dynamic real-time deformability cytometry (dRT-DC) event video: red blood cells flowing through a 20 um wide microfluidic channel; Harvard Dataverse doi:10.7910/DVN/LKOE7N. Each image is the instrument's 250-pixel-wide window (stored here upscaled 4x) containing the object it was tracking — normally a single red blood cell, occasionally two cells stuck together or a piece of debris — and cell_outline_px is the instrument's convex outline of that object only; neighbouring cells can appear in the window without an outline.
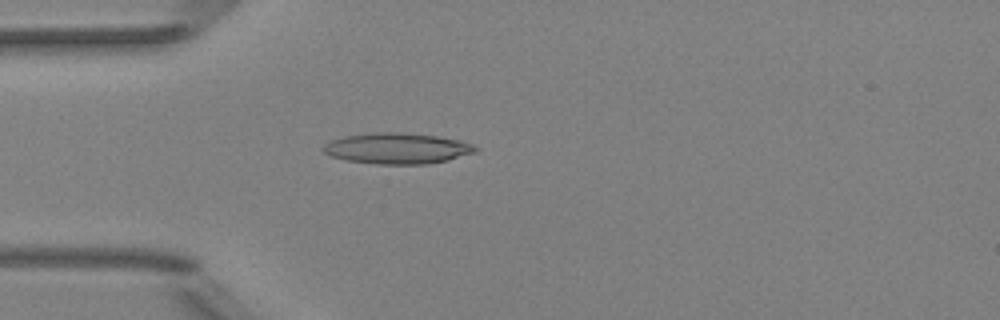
{"species": "Egyptian fruit bat (a non-hibernating species)", "species_latin": "Rousettus aegyptiacus", "temperature_condition": "room temperature", "stored_images_in_passage": 5, "camera_frame_rate_fps": 3000, "um_per_image_px": 0.085, "animal": {"sex": "female"}, "frame": {"image": 1, "passage_image": 5, "time_ms": 4.667, "image_size_px": [1000, 320], "cell_outline_px": [[480, 148], [476, 152], [448, 160], [424, 164], [376, 164], [348, 160], [332, 156], [324, 152], [320, 148], [324, 144], [332, 140], [344, 136], [376, 132], [400, 132], [436, 136], [460, 140], [472, 144]], "centroid_in_image_um": [33.77, 12.61], "position_along_channel_um": 51.2, "area_um2": 27.34}}